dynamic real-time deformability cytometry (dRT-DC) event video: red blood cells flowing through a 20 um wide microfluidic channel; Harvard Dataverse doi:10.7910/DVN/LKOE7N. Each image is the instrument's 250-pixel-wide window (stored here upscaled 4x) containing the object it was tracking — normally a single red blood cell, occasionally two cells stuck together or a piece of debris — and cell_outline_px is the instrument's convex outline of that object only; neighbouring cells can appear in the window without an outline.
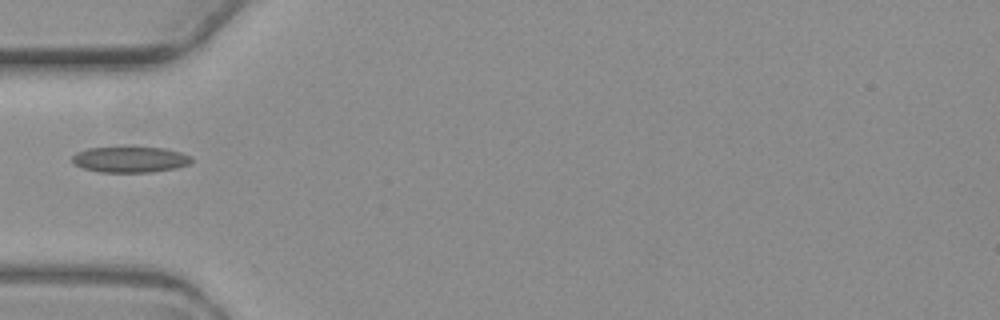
{"species": "common noctule bat (a hibernating species)", "species_latin": "Nyctalus noctula", "temperature_condition": "warm", "stored_images_in_passage": 4, "camera_frame_rate_fps": 3000, "um_per_image_px": 0.085, "animal": {"sex": "female", "body_mass_g": 19.3, "forearm_length_mm": 54.1}, "frame": {"image": 1, "passage_image": 1, "time_ms": 0.0, "image_size_px": [1000, 320], "cell_outline_px": [[192, 160], [188, 164], [176, 168], [152, 172], [100, 172], [84, 168], [72, 164], [72, 156], [76, 152], [88, 148], [124, 144], [128, 144], [164, 148], [180, 152], [192, 156]], "centroid_in_image_um": [11.03, 13.5], "position_along_channel_um": 74.0, "area_um2": 18.96}}
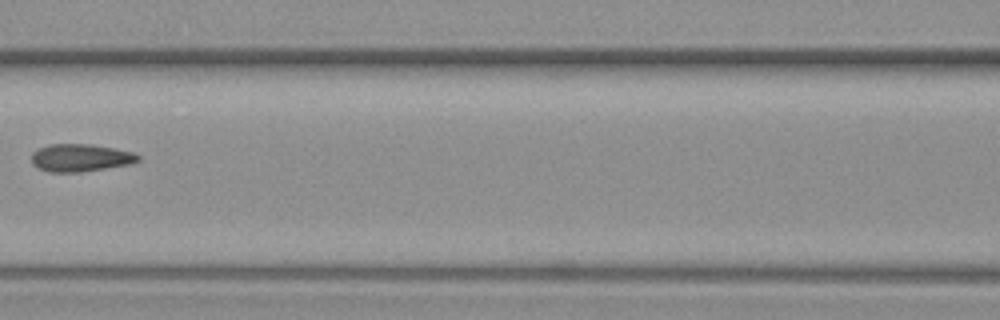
{"frame": {"image": 2, "passage_image": 3, "time_ms": 2.333, "image_size_px": [1000, 320], "cell_outline_px": [[140, 160], [128, 164], [80, 172], [48, 172], [36, 168], [32, 164], [32, 152], [48, 144], [92, 144], [132, 152], [140, 156]], "centroid_in_image_um": [6.79, 13.41], "position_along_channel_um": 159.8, "area_um2": 17.05}}
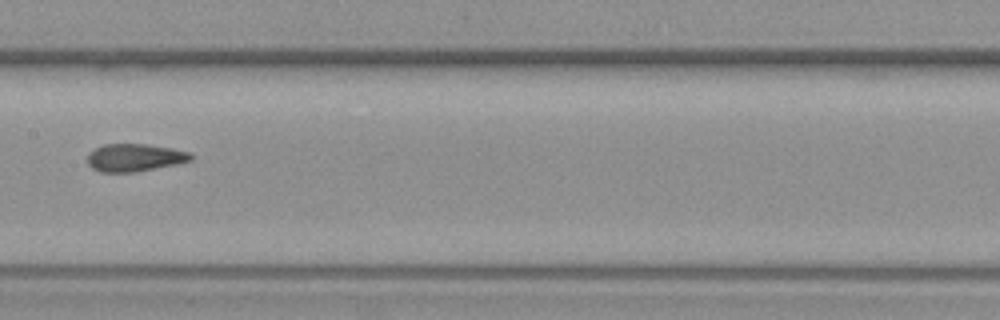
{"frame": {"image": 3, "passage_image": 4, "time_ms": 3.333, "image_size_px": [1000, 320], "cell_outline_px": [[192, 160], [176, 164], [136, 172], [100, 172], [92, 168], [88, 164], [88, 152], [104, 144], [144, 144], [172, 148], [188, 152], [192, 156]], "centroid_in_image_um": [11.42, 13.4], "position_along_channel_um": 196.0, "area_um2": 16.59}}